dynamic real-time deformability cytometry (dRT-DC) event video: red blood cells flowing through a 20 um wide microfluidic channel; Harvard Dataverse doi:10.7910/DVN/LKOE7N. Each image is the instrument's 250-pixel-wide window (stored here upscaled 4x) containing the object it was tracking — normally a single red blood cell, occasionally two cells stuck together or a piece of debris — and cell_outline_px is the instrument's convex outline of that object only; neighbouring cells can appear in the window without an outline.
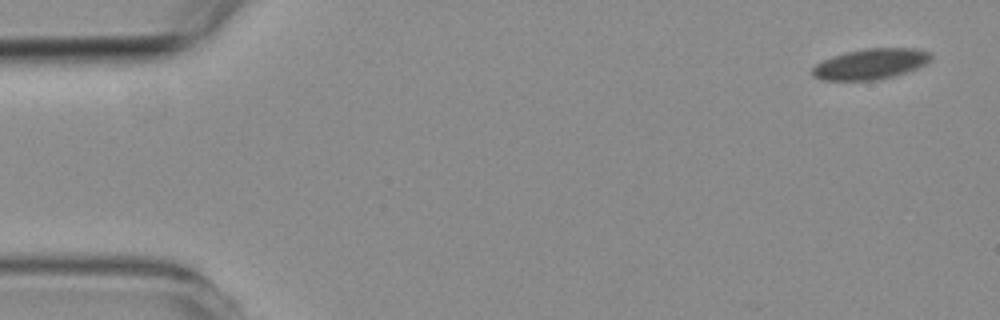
{"species": "common noctule bat (a hibernating species)", "species_latin": "Nyctalus noctula", "temperature_condition": "room temperature", "stored_images_in_passage": 9, "camera_frame_rate_fps": 3000, "um_per_image_px": 0.085, "animal": {"sex": "female", "body_mass_g": 19.3, "forearm_length_mm": 54.1}, "frame": {"image": 1, "passage_image": 1, "time_ms": 0.0, "image_size_px": [1000, 320], "cell_outline_px": [[932, 60], [928, 64], [892, 76], [876, 80], [820, 80], [812, 76], [812, 68], [816, 64], [832, 56], [864, 48], [916, 48], [932, 52]], "centroid_in_image_um": [74.03, 5.43], "position_along_channel_um": 11.0, "area_um2": 21.21}}
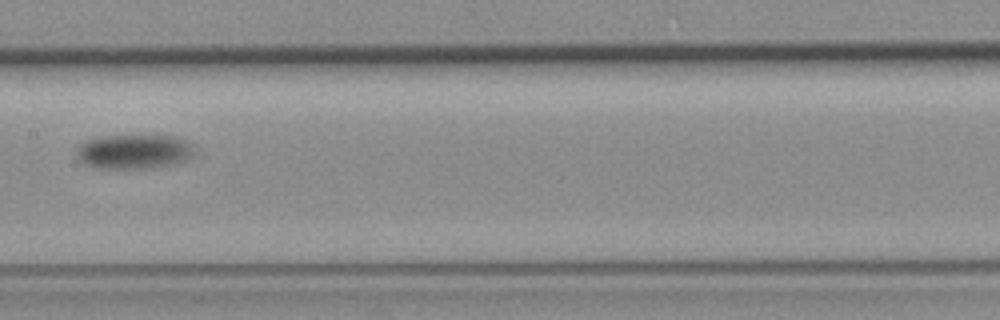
{"frame": {"image": 2, "passage_image": 7, "time_ms": 8.667, "image_size_px": [1000, 320], "cell_outline_px": [[192, 152], [188, 160], [176, 164], [152, 168], [92, 168], [80, 160], [80, 144], [84, 140], [100, 136], [176, 136], [188, 140], [192, 148]], "centroid_in_image_um": [11.43, 12.89], "position_along_channel_um": 196.0, "area_um2": 23.52}}
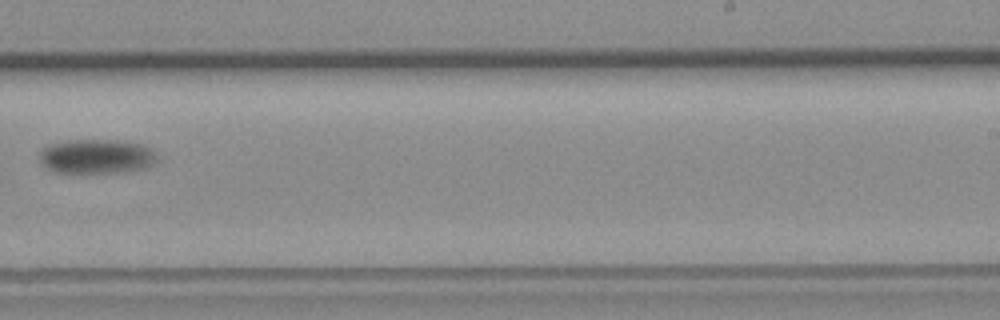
{"frame": {"image": 3, "passage_image": 9, "time_ms": 11.0, "image_size_px": [1000, 320], "cell_outline_px": [[156, 160], [152, 164], [144, 168], [120, 172], [56, 172], [48, 168], [40, 160], [40, 152], [44, 148], [52, 144], [68, 140], [120, 140], [144, 144], [152, 148], [156, 156]], "centroid_in_image_um": [8.25, 13.28], "position_along_channel_um": 280.8, "area_um2": 23.35}}